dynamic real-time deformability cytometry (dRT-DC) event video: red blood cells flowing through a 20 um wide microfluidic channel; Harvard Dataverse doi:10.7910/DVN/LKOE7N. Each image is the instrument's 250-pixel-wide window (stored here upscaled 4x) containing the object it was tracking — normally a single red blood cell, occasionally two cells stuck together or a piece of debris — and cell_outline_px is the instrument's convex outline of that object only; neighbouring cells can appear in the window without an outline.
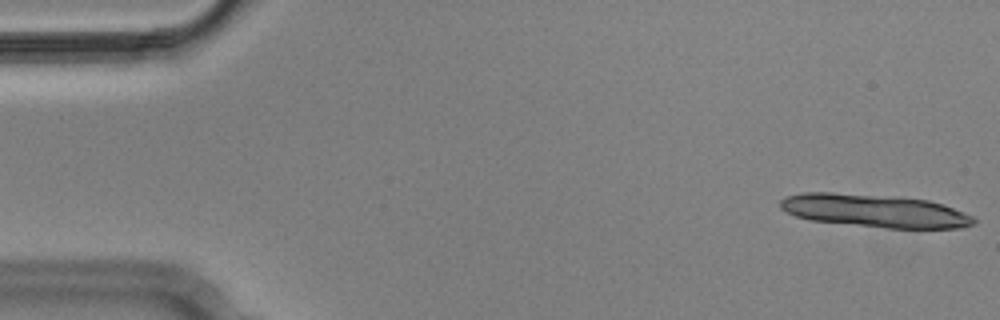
{"species": "Egyptian fruit bat (a non-hibernating species)", "species_latin": "Rousettus aegyptiacus", "temperature_condition": "cold", "stored_images_in_passage": 6, "camera_frame_rate_fps": 3000, "um_per_image_px": 0.085, "animal": {"sex": "male"}, "frame": {"image": 1, "passage_image": 1, "time_ms": 0.0, "image_size_px": [1000, 320], "cell_outline_px": [[976, 224], [964, 228], [888, 228], [812, 220], [796, 216], [780, 208], [780, 200], [784, 196], [804, 192], [832, 192], [900, 196], [928, 200], [952, 208], [972, 216], [976, 220]], "centroid_in_image_um": [74.35, 17.9], "position_along_channel_um": 10.7, "area_um2": 37.22}}